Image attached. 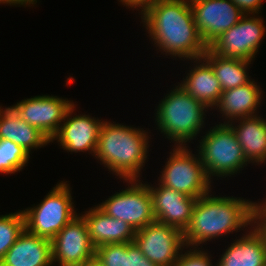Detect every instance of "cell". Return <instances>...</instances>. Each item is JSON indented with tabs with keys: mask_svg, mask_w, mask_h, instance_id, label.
Returning <instances> with one entry per match:
<instances>
[{
	"mask_svg": "<svg viewBox=\"0 0 266 266\" xmlns=\"http://www.w3.org/2000/svg\"><path fill=\"white\" fill-rule=\"evenodd\" d=\"M140 10L148 34L165 55L188 60L204 55L208 46L197 30L189 2L154 0Z\"/></svg>",
	"mask_w": 266,
	"mask_h": 266,
	"instance_id": "6da1fadb",
	"label": "cell"
},
{
	"mask_svg": "<svg viewBox=\"0 0 266 266\" xmlns=\"http://www.w3.org/2000/svg\"><path fill=\"white\" fill-rule=\"evenodd\" d=\"M253 222L254 202L207 193L196 201L192 218L183 231L186 248L253 226Z\"/></svg>",
	"mask_w": 266,
	"mask_h": 266,
	"instance_id": "7a4b0ae2",
	"label": "cell"
},
{
	"mask_svg": "<svg viewBox=\"0 0 266 266\" xmlns=\"http://www.w3.org/2000/svg\"><path fill=\"white\" fill-rule=\"evenodd\" d=\"M146 132L142 128L104 121L94 156L120 179L138 180L148 156Z\"/></svg>",
	"mask_w": 266,
	"mask_h": 266,
	"instance_id": "3957f363",
	"label": "cell"
},
{
	"mask_svg": "<svg viewBox=\"0 0 266 266\" xmlns=\"http://www.w3.org/2000/svg\"><path fill=\"white\" fill-rule=\"evenodd\" d=\"M175 88L159 103L155 122L158 130L175 142V146H184L200 133L208 108L181 86Z\"/></svg>",
	"mask_w": 266,
	"mask_h": 266,
	"instance_id": "277c9868",
	"label": "cell"
},
{
	"mask_svg": "<svg viewBox=\"0 0 266 266\" xmlns=\"http://www.w3.org/2000/svg\"><path fill=\"white\" fill-rule=\"evenodd\" d=\"M201 137L198 151L210 180L211 176L230 177L249 164L228 123L217 124Z\"/></svg>",
	"mask_w": 266,
	"mask_h": 266,
	"instance_id": "5b68a950",
	"label": "cell"
},
{
	"mask_svg": "<svg viewBox=\"0 0 266 266\" xmlns=\"http://www.w3.org/2000/svg\"><path fill=\"white\" fill-rule=\"evenodd\" d=\"M69 184L61 181L40 204L23 211L25 229L39 237L52 240L77 213L74 211Z\"/></svg>",
	"mask_w": 266,
	"mask_h": 266,
	"instance_id": "8992f818",
	"label": "cell"
},
{
	"mask_svg": "<svg viewBox=\"0 0 266 266\" xmlns=\"http://www.w3.org/2000/svg\"><path fill=\"white\" fill-rule=\"evenodd\" d=\"M174 147L159 182L165 187L194 198L209 193L211 180L207 176L199 153L196 157L186 145Z\"/></svg>",
	"mask_w": 266,
	"mask_h": 266,
	"instance_id": "52a82bcc",
	"label": "cell"
},
{
	"mask_svg": "<svg viewBox=\"0 0 266 266\" xmlns=\"http://www.w3.org/2000/svg\"><path fill=\"white\" fill-rule=\"evenodd\" d=\"M140 181L126 180L131 186L128 185V188L116 192L98 205L108 216L123 220L135 231L156 221L148 184Z\"/></svg>",
	"mask_w": 266,
	"mask_h": 266,
	"instance_id": "ba28073f",
	"label": "cell"
},
{
	"mask_svg": "<svg viewBox=\"0 0 266 266\" xmlns=\"http://www.w3.org/2000/svg\"><path fill=\"white\" fill-rule=\"evenodd\" d=\"M255 16L244 14L237 24L216 38L208 49L224 58L252 61L266 32L263 18Z\"/></svg>",
	"mask_w": 266,
	"mask_h": 266,
	"instance_id": "9c48e42d",
	"label": "cell"
},
{
	"mask_svg": "<svg viewBox=\"0 0 266 266\" xmlns=\"http://www.w3.org/2000/svg\"><path fill=\"white\" fill-rule=\"evenodd\" d=\"M133 242L149 261L158 266H173L179 252L186 246L183 231L158 221L136 230Z\"/></svg>",
	"mask_w": 266,
	"mask_h": 266,
	"instance_id": "30bf717a",
	"label": "cell"
},
{
	"mask_svg": "<svg viewBox=\"0 0 266 266\" xmlns=\"http://www.w3.org/2000/svg\"><path fill=\"white\" fill-rule=\"evenodd\" d=\"M52 262L59 266H82L95 256L86 221L77 215L51 240ZM55 262V263H54Z\"/></svg>",
	"mask_w": 266,
	"mask_h": 266,
	"instance_id": "8fae6325",
	"label": "cell"
},
{
	"mask_svg": "<svg viewBox=\"0 0 266 266\" xmlns=\"http://www.w3.org/2000/svg\"><path fill=\"white\" fill-rule=\"evenodd\" d=\"M74 103L57 96H35L18 102L11 108L18 117L38 128L50 140L57 134L61 122Z\"/></svg>",
	"mask_w": 266,
	"mask_h": 266,
	"instance_id": "7c38bea8",
	"label": "cell"
},
{
	"mask_svg": "<svg viewBox=\"0 0 266 266\" xmlns=\"http://www.w3.org/2000/svg\"><path fill=\"white\" fill-rule=\"evenodd\" d=\"M190 6L197 30L207 46L244 15L231 0H194Z\"/></svg>",
	"mask_w": 266,
	"mask_h": 266,
	"instance_id": "4fadbf2b",
	"label": "cell"
},
{
	"mask_svg": "<svg viewBox=\"0 0 266 266\" xmlns=\"http://www.w3.org/2000/svg\"><path fill=\"white\" fill-rule=\"evenodd\" d=\"M74 110L75 104L67 111L59 131L51 139V142L57 140L58 144L60 143V146L67 152L90 151L95 155L100 129L104 121L96 120L86 114L72 117L71 114Z\"/></svg>",
	"mask_w": 266,
	"mask_h": 266,
	"instance_id": "5bb4252c",
	"label": "cell"
},
{
	"mask_svg": "<svg viewBox=\"0 0 266 266\" xmlns=\"http://www.w3.org/2000/svg\"><path fill=\"white\" fill-rule=\"evenodd\" d=\"M158 186L156 188L148 184L155 220L184 231L192 218L198 198L186 196L161 183Z\"/></svg>",
	"mask_w": 266,
	"mask_h": 266,
	"instance_id": "9a60e30c",
	"label": "cell"
},
{
	"mask_svg": "<svg viewBox=\"0 0 266 266\" xmlns=\"http://www.w3.org/2000/svg\"><path fill=\"white\" fill-rule=\"evenodd\" d=\"M0 266H53L51 240L24 229L0 261Z\"/></svg>",
	"mask_w": 266,
	"mask_h": 266,
	"instance_id": "2e32d148",
	"label": "cell"
},
{
	"mask_svg": "<svg viewBox=\"0 0 266 266\" xmlns=\"http://www.w3.org/2000/svg\"><path fill=\"white\" fill-rule=\"evenodd\" d=\"M86 221L92 245L132 243L135 230L123 220L108 216L98 206L81 215Z\"/></svg>",
	"mask_w": 266,
	"mask_h": 266,
	"instance_id": "e0dca14e",
	"label": "cell"
},
{
	"mask_svg": "<svg viewBox=\"0 0 266 266\" xmlns=\"http://www.w3.org/2000/svg\"><path fill=\"white\" fill-rule=\"evenodd\" d=\"M231 243L217 266H266V239L255 228Z\"/></svg>",
	"mask_w": 266,
	"mask_h": 266,
	"instance_id": "ac0fdd59",
	"label": "cell"
},
{
	"mask_svg": "<svg viewBox=\"0 0 266 266\" xmlns=\"http://www.w3.org/2000/svg\"><path fill=\"white\" fill-rule=\"evenodd\" d=\"M193 61L197 64L189 71L190 73H187L183 82L178 85L208 109L209 107L212 109V107H216L223 92L220 82L216 78L212 66L204 58L200 57L193 59Z\"/></svg>",
	"mask_w": 266,
	"mask_h": 266,
	"instance_id": "d6986e66",
	"label": "cell"
},
{
	"mask_svg": "<svg viewBox=\"0 0 266 266\" xmlns=\"http://www.w3.org/2000/svg\"><path fill=\"white\" fill-rule=\"evenodd\" d=\"M261 92L262 90L254 80L234 89L223 91L216 106L219 107L218 110L222 116L225 115V119L230 120L224 123L237 118L257 115V107H259L263 96Z\"/></svg>",
	"mask_w": 266,
	"mask_h": 266,
	"instance_id": "ffe728a7",
	"label": "cell"
},
{
	"mask_svg": "<svg viewBox=\"0 0 266 266\" xmlns=\"http://www.w3.org/2000/svg\"><path fill=\"white\" fill-rule=\"evenodd\" d=\"M240 122L233 129L237 141L242 147L246 160L250 163H265L266 161V120L258 115L236 119Z\"/></svg>",
	"mask_w": 266,
	"mask_h": 266,
	"instance_id": "44dd1931",
	"label": "cell"
},
{
	"mask_svg": "<svg viewBox=\"0 0 266 266\" xmlns=\"http://www.w3.org/2000/svg\"><path fill=\"white\" fill-rule=\"evenodd\" d=\"M0 139H7L22 146L29 154L31 149L51 142L38 128L21 120L11 107L0 112Z\"/></svg>",
	"mask_w": 266,
	"mask_h": 266,
	"instance_id": "7402d4cb",
	"label": "cell"
},
{
	"mask_svg": "<svg viewBox=\"0 0 266 266\" xmlns=\"http://www.w3.org/2000/svg\"><path fill=\"white\" fill-rule=\"evenodd\" d=\"M202 58L212 66L223 91L234 89L251 81L246 70L251 61L224 58L212 53L209 49H207Z\"/></svg>",
	"mask_w": 266,
	"mask_h": 266,
	"instance_id": "603a6c76",
	"label": "cell"
},
{
	"mask_svg": "<svg viewBox=\"0 0 266 266\" xmlns=\"http://www.w3.org/2000/svg\"><path fill=\"white\" fill-rule=\"evenodd\" d=\"M95 256L105 266H158L149 261L134 242L98 246Z\"/></svg>",
	"mask_w": 266,
	"mask_h": 266,
	"instance_id": "cb8c5ba5",
	"label": "cell"
},
{
	"mask_svg": "<svg viewBox=\"0 0 266 266\" xmlns=\"http://www.w3.org/2000/svg\"><path fill=\"white\" fill-rule=\"evenodd\" d=\"M30 154L20 145L0 139V173L14 174L28 163Z\"/></svg>",
	"mask_w": 266,
	"mask_h": 266,
	"instance_id": "d4e9b609",
	"label": "cell"
},
{
	"mask_svg": "<svg viewBox=\"0 0 266 266\" xmlns=\"http://www.w3.org/2000/svg\"><path fill=\"white\" fill-rule=\"evenodd\" d=\"M25 229L23 211L0 215V261Z\"/></svg>",
	"mask_w": 266,
	"mask_h": 266,
	"instance_id": "484cf974",
	"label": "cell"
},
{
	"mask_svg": "<svg viewBox=\"0 0 266 266\" xmlns=\"http://www.w3.org/2000/svg\"><path fill=\"white\" fill-rule=\"evenodd\" d=\"M189 249L184 254L180 252L173 266H213L211 257L207 252L199 250L200 248L197 250V247Z\"/></svg>",
	"mask_w": 266,
	"mask_h": 266,
	"instance_id": "4316f807",
	"label": "cell"
},
{
	"mask_svg": "<svg viewBox=\"0 0 266 266\" xmlns=\"http://www.w3.org/2000/svg\"><path fill=\"white\" fill-rule=\"evenodd\" d=\"M244 14H259L263 0H231Z\"/></svg>",
	"mask_w": 266,
	"mask_h": 266,
	"instance_id": "83f0119b",
	"label": "cell"
},
{
	"mask_svg": "<svg viewBox=\"0 0 266 266\" xmlns=\"http://www.w3.org/2000/svg\"><path fill=\"white\" fill-rule=\"evenodd\" d=\"M253 226L266 239V208H254V222Z\"/></svg>",
	"mask_w": 266,
	"mask_h": 266,
	"instance_id": "f1b7e54d",
	"label": "cell"
},
{
	"mask_svg": "<svg viewBox=\"0 0 266 266\" xmlns=\"http://www.w3.org/2000/svg\"><path fill=\"white\" fill-rule=\"evenodd\" d=\"M154 1V0H120L122 4L126 7L128 6L129 8H135L138 9V7L141 9L145 4Z\"/></svg>",
	"mask_w": 266,
	"mask_h": 266,
	"instance_id": "f546056e",
	"label": "cell"
},
{
	"mask_svg": "<svg viewBox=\"0 0 266 266\" xmlns=\"http://www.w3.org/2000/svg\"><path fill=\"white\" fill-rule=\"evenodd\" d=\"M82 266H105V265L96 256H94Z\"/></svg>",
	"mask_w": 266,
	"mask_h": 266,
	"instance_id": "4dcf8cb0",
	"label": "cell"
},
{
	"mask_svg": "<svg viewBox=\"0 0 266 266\" xmlns=\"http://www.w3.org/2000/svg\"><path fill=\"white\" fill-rule=\"evenodd\" d=\"M20 5H24L26 7V5L30 6V4H36L37 3V0H16Z\"/></svg>",
	"mask_w": 266,
	"mask_h": 266,
	"instance_id": "1f68e13d",
	"label": "cell"
},
{
	"mask_svg": "<svg viewBox=\"0 0 266 266\" xmlns=\"http://www.w3.org/2000/svg\"><path fill=\"white\" fill-rule=\"evenodd\" d=\"M20 5L16 0H0V4Z\"/></svg>",
	"mask_w": 266,
	"mask_h": 266,
	"instance_id": "d6a6232c",
	"label": "cell"
},
{
	"mask_svg": "<svg viewBox=\"0 0 266 266\" xmlns=\"http://www.w3.org/2000/svg\"><path fill=\"white\" fill-rule=\"evenodd\" d=\"M184 1H186V2H189V3H190V2H192V1H194V0H184Z\"/></svg>",
	"mask_w": 266,
	"mask_h": 266,
	"instance_id": "836d02e7",
	"label": "cell"
}]
</instances>
